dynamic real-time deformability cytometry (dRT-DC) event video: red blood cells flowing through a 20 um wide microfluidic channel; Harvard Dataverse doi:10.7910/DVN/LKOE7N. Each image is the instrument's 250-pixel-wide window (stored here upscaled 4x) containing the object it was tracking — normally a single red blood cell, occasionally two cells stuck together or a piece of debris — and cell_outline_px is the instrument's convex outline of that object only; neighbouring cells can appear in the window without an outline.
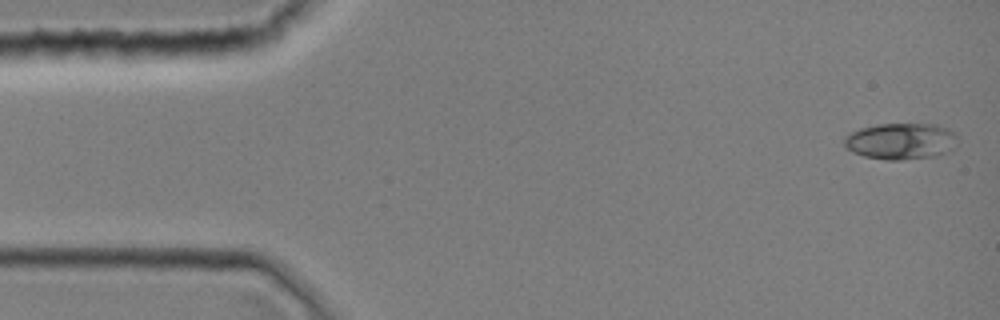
{"species": "common noctule bat (a hibernating species)", "species_latin": "Nyctalus noctula", "temperature_condition": "room temperature", "stored_images_in_passage": 9, "camera_frame_rate_fps": 3000, "um_per_image_px": 0.085, "animal": {"sex": "female", "body_mass_g": 19.0, "forearm_length_mm": 51.5}, "frame": {"image": 1, "passage_image": 1, "time_ms": 0.0, "image_size_px": [1000, 320], "cell_outline_px": [[956, 144], [948, 152], [940, 156], [900, 160], [884, 160], [864, 156], [852, 152], [844, 144], [844, 136], [860, 128], [876, 124], [936, 124], [948, 128], [956, 132]], "centroid_in_image_um": [76.6, 12.0], "position_along_channel_um": 8.4, "area_um2": 24.33}}
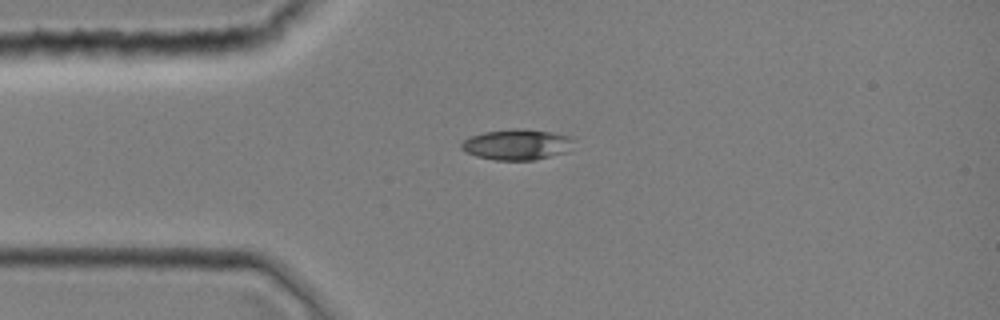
{"frame": {"image": 2, "passage_image": 9, "time_ms": 2.667, "image_size_px": [1000, 320], "cell_outline_px": [[572, 140], [564, 152], [532, 160], [496, 160], [476, 156], [460, 148], [460, 144], [464, 140], [472, 136], [484, 132], [512, 128], [524, 128], [572, 136]], "centroid_in_image_um": [43.87, 12.27], "position_along_channel_um": 41.1, "area_um2": 19.65}}